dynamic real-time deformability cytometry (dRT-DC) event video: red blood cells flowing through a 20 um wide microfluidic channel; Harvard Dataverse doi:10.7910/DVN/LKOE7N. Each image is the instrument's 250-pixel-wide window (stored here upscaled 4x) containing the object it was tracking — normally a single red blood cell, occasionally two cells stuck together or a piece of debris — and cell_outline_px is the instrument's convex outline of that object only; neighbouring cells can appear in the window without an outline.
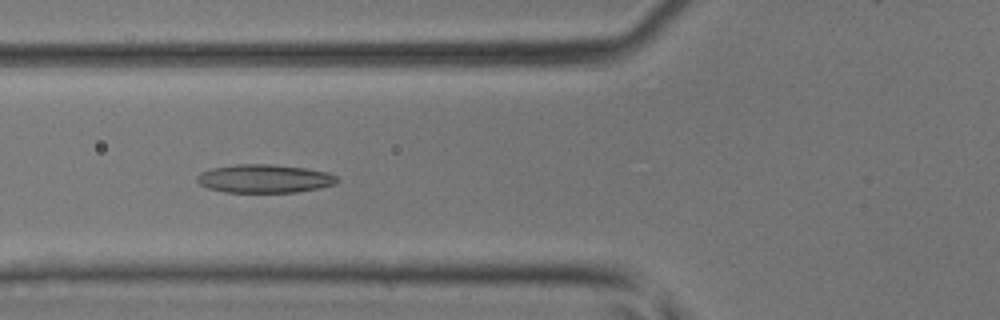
{"species": "common noctule bat (a hibernating species)", "species_latin": "Nyctalus noctula", "temperature_condition": "room temperature", "stored_images_in_passage": 47, "camera_frame_rate_fps": 3000, "um_per_image_px": 0.085, "animal": {"sex": "male", "body_mass_g": 17.9, "forearm_length_mm": 54.2}, "frame": {"image": 1, "passage_image": 18, "time_ms": 5.667, "image_size_px": [1000, 320], "cell_outline_px": [[340, 180], [336, 184], [320, 188], [296, 192], [224, 192], [208, 188], [200, 184], [196, 180], [196, 176], [200, 172], [212, 168], [236, 164], [272, 164], [308, 168], [328, 172], [336, 176]], "centroid_in_image_um": [22.5, 15.18], "position_along_channel_um": 103.3, "area_um2": 23.41}}
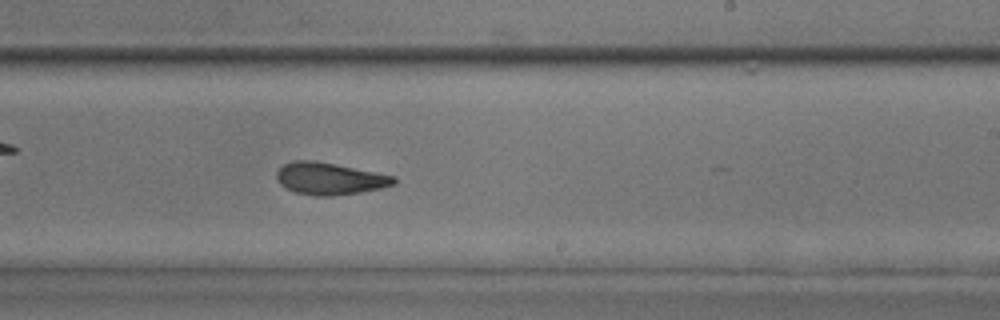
{"frame": {"image": 2, "passage_image": 29, "time_ms": 9.333, "image_size_px": [1000, 320], "cell_outline_px": [[396, 184], [380, 188], [360, 192], [332, 196], [316, 196], [296, 192], [280, 184], [276, 180], [276, 172], [284, 164], [292, 160], [312, 160], [336, 164], [396, 176]], "centroid_in_image_um": [28.02, 15.17], "position_along_channel_um": 261.0, "area_um2": 21.91}}
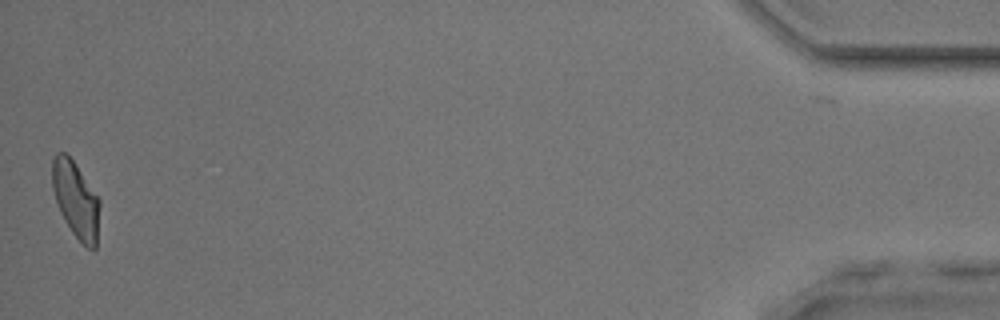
{"frame": {"image": 3, "passage_image": 47, "time_ms": 15.333, "image_size_px": [1000, 320], "cell_outline_px": [[100, 204], [96, 248], [88, 248], [72, 232], [64, 220], [56, 204], [52, 188], [52, 156], [56, 152], [64, 152], [72, 160], [100, 200]], "centroid_in_image_um": [6.42, 16.96], "position_along_channel_um": 428.8, "area_um2": 20.92}}